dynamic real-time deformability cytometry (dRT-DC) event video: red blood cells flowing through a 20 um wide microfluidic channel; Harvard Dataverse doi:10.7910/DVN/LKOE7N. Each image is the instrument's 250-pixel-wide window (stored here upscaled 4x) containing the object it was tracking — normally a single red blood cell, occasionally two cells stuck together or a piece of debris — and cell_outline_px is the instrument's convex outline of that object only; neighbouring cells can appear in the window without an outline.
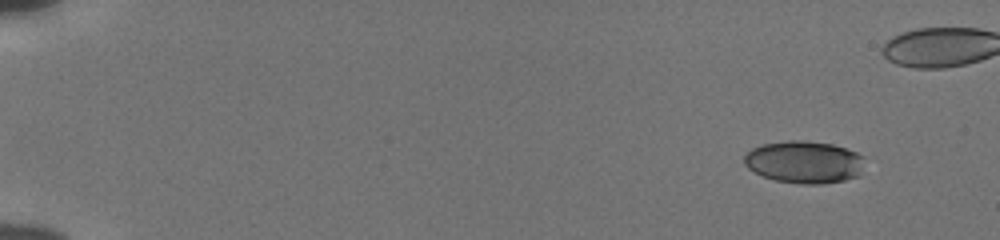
{"species": "human", "species_latin": "Homo sapiens", "temperature_condition": "cold", "stored_images_in_passage": 46, "camera_frame_rate_fps": 3000, "um_per_image_px": 0.085, "donor": {"sex": "male"}, "frame": {"image": 1, "passage_image": 1, "time_ms": 0.0, "image_size_px": [1000, 240], "cell_outline_px": [[864, 156], [860, 176], [844, 180], [824, 184], [800, 184], [776, 180], [764, 176], [748, 168], [744, 164], [744, 156], [752, 148], [760, 144], [788, 140], [804, 140], [832, 144], [848, 148]], "centroid_in_image_um": [68.38, 13.76], "position_along_channel_um": 16.6, "area_um2": 29.94}}
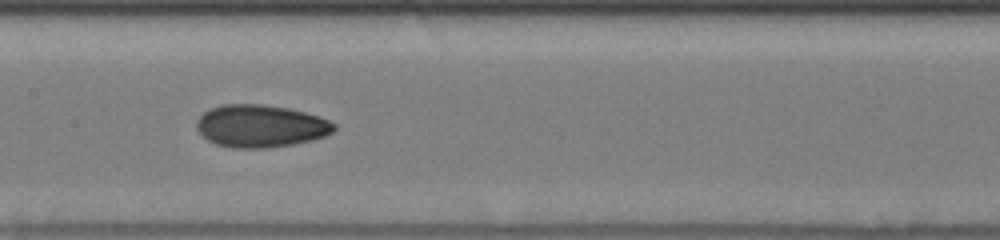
{"frame": {"image": 2, "passage_image": 26, "time_ms": 8.333, "image_size_px": [1000, 240], "cell_outline_px": [[336, 128], [332, 132], [324, 136], [312, 140], [292, 144], [268, 148], [232, 148], [216, 144], [208, 140], [196, 128], [196, 120], [208, 108], [224, 104], [260, 104], [288, 108], [320, 116], [336, 124]], "centroid_in_image_um": [22.14, 10.71], "position_along_channel_um": 185.3, "area_um2": 34.1}}
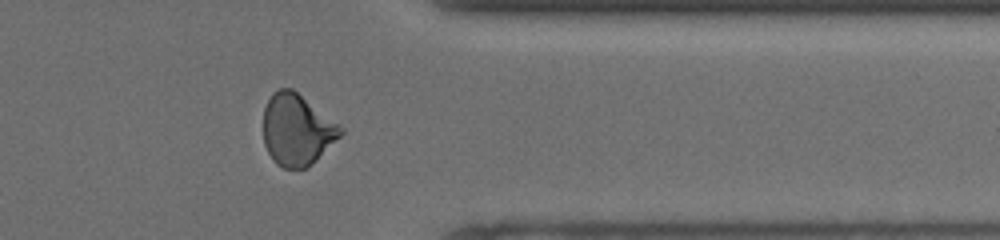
{"frame": {"image": 3, "passage_image": 42, "time_ms": 13.667, "image_size_px": [1000, 240], "cell_outline_px": [[344, 132], [308, 168], [284, 168], [276, 164], [272, 160], [264, 144], [264, 108], [272, 92], [280, 88], [292, 88], [344, 128]], "centroid_in_image_um": [25.23, 11.03], "position_along_channel_um": 386.2, "area_um2": 32.02}}